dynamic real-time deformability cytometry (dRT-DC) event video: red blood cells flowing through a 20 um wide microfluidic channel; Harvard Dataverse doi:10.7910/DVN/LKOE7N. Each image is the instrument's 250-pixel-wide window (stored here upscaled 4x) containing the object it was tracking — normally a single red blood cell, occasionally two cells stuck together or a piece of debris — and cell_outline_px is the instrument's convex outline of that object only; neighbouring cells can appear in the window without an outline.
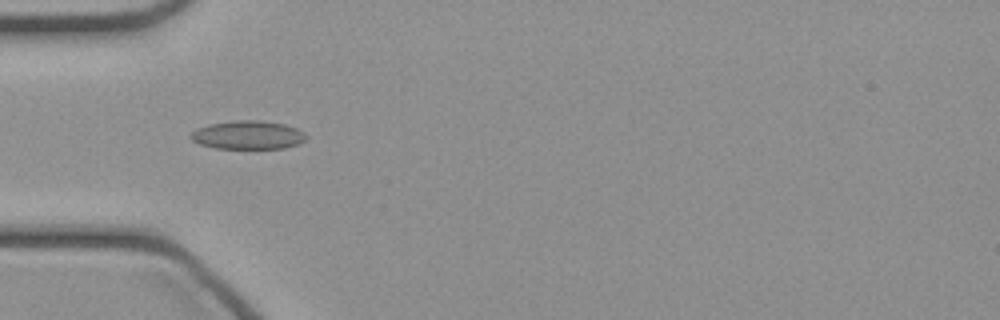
{"species": "common noctule bat (a hibernating species)", "species_latin": "Nyctalus noctula", "temperature_condition": "cold", "stored_images_in_passage": 46, "camera_frame_rate_fps": 3000, "um_per_image_px": 0.085, "animal": {"sex": "female", "body_mass_g": 21.9}, "frame": {"image": 1, "passage_image": 14, "time_ms": 4.333, "image_size_px": [1000, 320], "cell_outline_px": [[308, 136], [304, 140], [296, 144], [284, 148], [216, 148], [200, 144], [192, 140], [188, 136], [196, 128], [208, 124], [236, 120], [260, 120], [284, 124], [296, 128], [304, 132]], "centroid_in_image_um": [21.05, 11.46], "position_along_channel_um": 64.0, "area_um2": 19.13}}
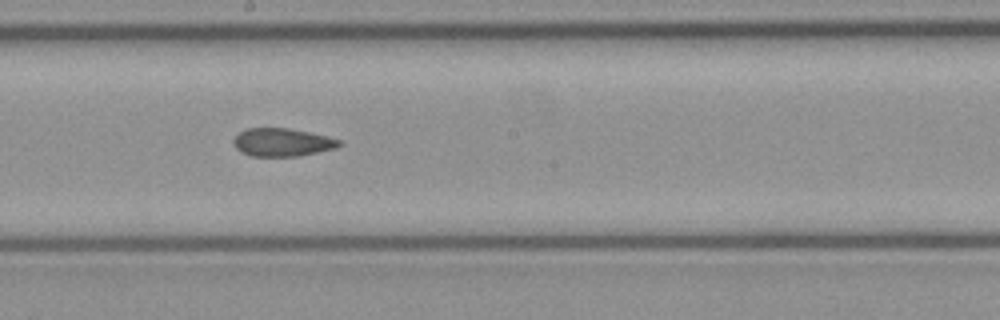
{"frame": {"image": 2, "passage_image": 25, "time_ms": 8.0, "image_size_px": [1000, 320], "cell_outline_px": [[344, 144], [336, 148], [300, 156], [252, 156], [240, 152], [232, 144], [232, 140], [240, 132], [248, 128], [288, 128], [328, 136], [340, 140]], "centroid_in_image_um": [24.0, 12.1], "position_along_channel_um": 224.2, "area_um2": 17.4}}
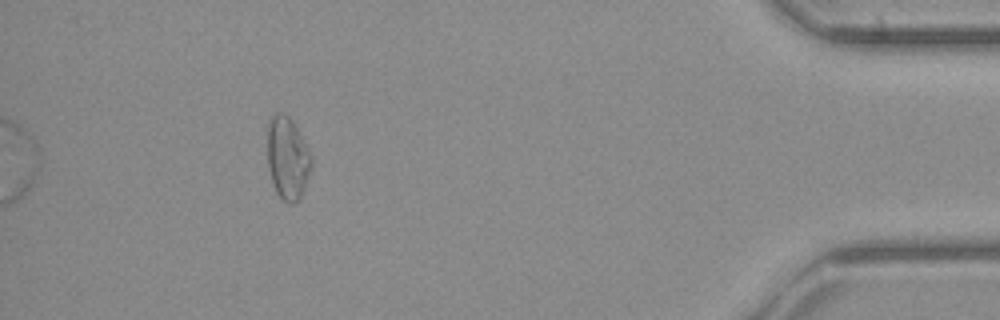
{"frame": {"image": 3, "passage_image": 42, "time_ms": 13.667, "image_size_px": [1000, 320], "cell_outline_px": [[312, 168], [300, 200], [292, 204], [288, 204], [276, 192], [268, 168], [268, 124], [272, 116], [276, 112], [284, 112], [292, 120], [308, 148], [312, 156]], "centroid_in_image_um": [24.46, 13.45], "position_along_channel_um": 410.7, "area_um2": 21.27}}